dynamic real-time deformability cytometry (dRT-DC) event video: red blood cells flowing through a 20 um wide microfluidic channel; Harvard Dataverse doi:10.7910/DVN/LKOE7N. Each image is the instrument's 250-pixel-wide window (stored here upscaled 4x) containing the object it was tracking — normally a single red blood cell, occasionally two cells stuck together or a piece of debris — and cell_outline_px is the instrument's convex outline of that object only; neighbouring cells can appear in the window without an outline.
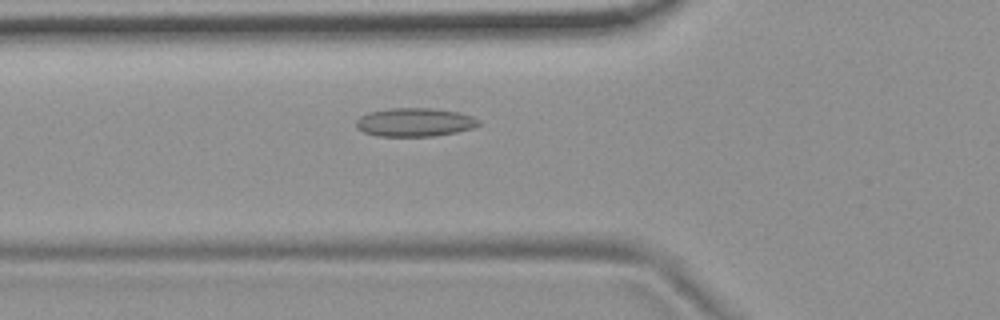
{"species": "common noctule bat (a hibernating species)", "species_latin": "Nyctalus noctula", "temperature_condition": "room temperature", "stored_images_in_passage": 38, "camera_frame_rate_fps": 3000, "um_per_image_px": 0.085, "animal": {"sex": "female", "body_mass_g": 19.9}, "frame": {"image": 1, "passage_image": 3, "time_ms": 0.667, "image_size_px": [1000, 320], "cell_outline_px": [[480, 124], [472, 128], [456, 132], [436, 136], [376, 136], [364, 132], [356, 128], [356, 120], [360, 116], [368, 112], [388, 108], [428, 108], [460, 112], [472, 116], [480, 120]], "centroid_in_image_um": [35.24, 10.39], "position_along_channel_um": 90.6, "area_um2": 20.52}}
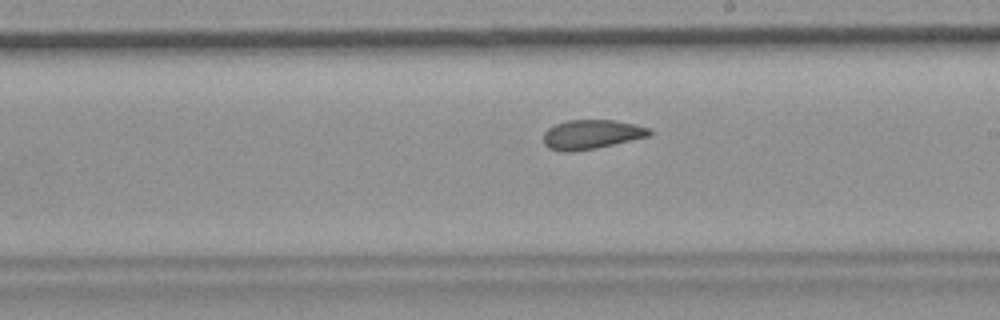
{"frame": {"image": 2, "passage_image": 15, "time_ms": 4.667, "image_size_px": [1000, 320], "cell_outline_px": [[652, 136], [596, 148], [572, 152], [564, 152], [548, 148], [544, 144], [544, 132], [548, 128], [556, 124], [568, 120], [612, 120], [636, 124], [648, 128], [652, 132]], "centroid_in_image_um": [50.29, 11.43], "position_along_channel_um": 238.7, "area_um2": 18.21}}
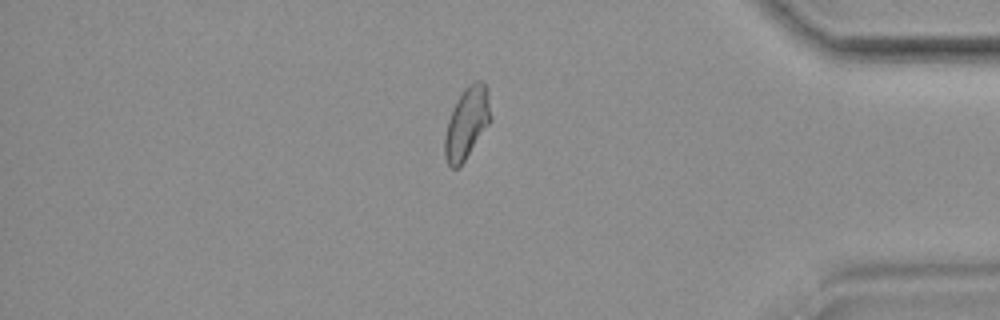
{"frame": {"image": 3, "passage_image": 30, "time_ms": 9.667, "image_size_px": [1000, 320], "cell_outline_px": [[492, 120], [460, 168], [452, 168], [448, 164], [444, 156], [444, 136], [448, 120], [456, 100], [464, 88], [476, 80], [484, 80], [488, 92], [492, 116]], "centroid_in_image_um": [39.69, 10.46], "position_along_channel_um": 395.5, "area_um2": 19.54}, "authors_computed_cell_mechanics": {"area_um2": 18.785, "velocity_mm_per_s": 3.7118, "shape_relaxation_time_tau1_ms": null, "shape_relaxation_time_tau2_ms": 1.9114, "deformation_change_tau1": null, "deformation_change_tau2": 0.0776}}